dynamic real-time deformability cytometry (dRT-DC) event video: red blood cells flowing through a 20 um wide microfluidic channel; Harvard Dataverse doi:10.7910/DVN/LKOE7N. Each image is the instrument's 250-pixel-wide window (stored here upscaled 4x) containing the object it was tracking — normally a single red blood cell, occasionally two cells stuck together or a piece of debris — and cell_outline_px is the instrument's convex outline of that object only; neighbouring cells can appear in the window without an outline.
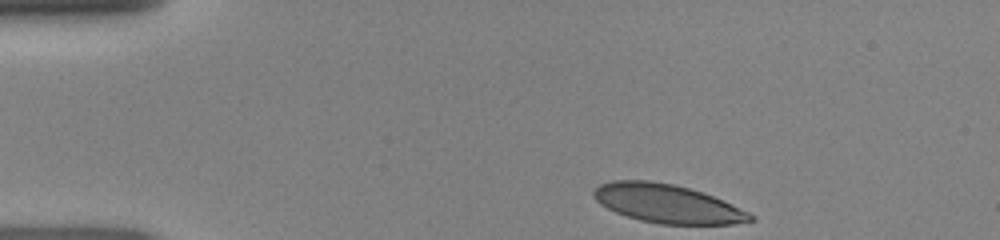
{"species": "human", "species_latin": "Homo sapiens", "temperature_condition": "room temperature", "stored_images_in_passage": 33, "camera_frame_rate_fps": 3000, "um_per_image_px": 0.085, "donor": {"sex": "female"}, "frame": {"image": 1, "passage_image": 1, "time_ms": 0.0, "image_size_px": [1000, 240], "cell_outline_px": [[756, 220], [732, 224], [660, 224], [640, 220], [616, 212], [600, 204], [592, 196], [592, 192], [600, 184], [612, 180], [648, 180], [672, 184], [688, 188], [712, 196], [748, 212], [756, 216]], "centroid_in_image_um": [56.69, 17.31], "position_along_channel_um": 28.3, "area_um2": 34.91}}
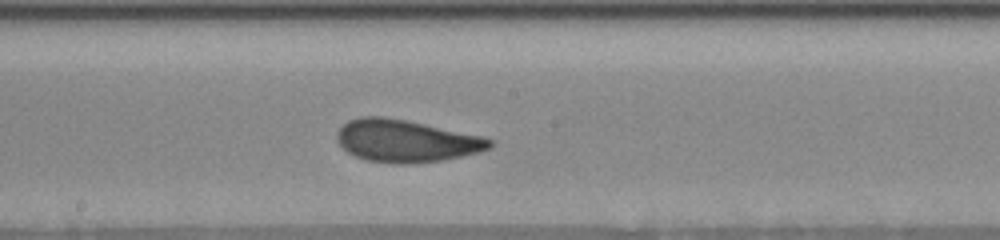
{"frame": {"image": 2, "passage_image": 19, "time_ms": 6.0, "image_size_px": [1000, 240], "cell_outline_px": [[492, 144], [488, 148], [476, 152], [444, 160], [404, 164], [396, 164], [368, 160], [356, 156], [348, 152], [336, 140], [336, 132], [348, 120], [360, 116], [384, 116], [484, 136], [492, 140]], "centroid_in_image_um": [34.47, 11.97], "position_along_channel_um": 213.7, "area_um2": 37.34}}
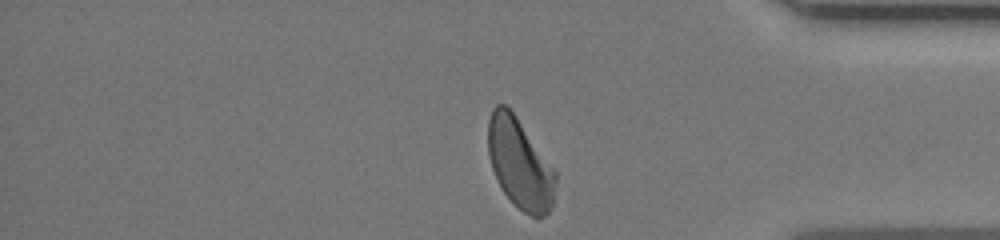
{"frame": {"image": 3, "passage_image": 33, "time_ms": 10.667, "image_size_px": [1000, 240], "cell_outline_px": [[556, 184], [552, 204], [548, 212], [544, 216], [536, 220], [512, 204], [504, 192], [492, 168], [488, 152], [488, 120], [492, 108], [496, 104], [504, 104], [516, 116], [556, 172]], "centroid_in_image_um": [44.18, 13.94], "position_along_channel_um": 391.0, "area_um2": 35.32}}